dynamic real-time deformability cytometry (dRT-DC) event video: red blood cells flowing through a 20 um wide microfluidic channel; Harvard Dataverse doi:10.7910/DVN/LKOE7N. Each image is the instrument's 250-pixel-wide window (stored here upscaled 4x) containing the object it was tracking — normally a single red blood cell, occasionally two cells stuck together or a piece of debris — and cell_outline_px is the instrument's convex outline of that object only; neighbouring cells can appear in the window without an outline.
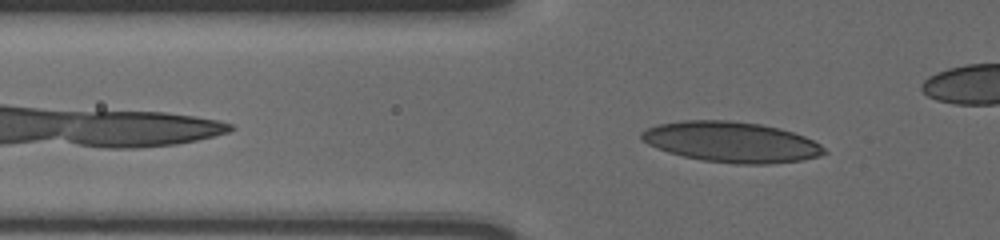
{"species": "human", "species_latin": "Homo sapiens", "temperature_condition": "cold", "stored_images_in_passage": 39, "camera_frame_rate_fps": 3000, "um_per_image_px": 0.085, "donor": {"sex": "male"}, "frame": {"image": 1, "passage_image": 7, "time_ms": 2.0, "image_size_px": [1000, 240], "cell_outline_px": [[828, 152], [820, 156], [804, 160], [768, 164], [736, 164], [704, 160], [684, 156], [668, 152], [656, 148], [640, 140], [640, 132], [648, 128], [660, 124], [680, 120], [728, 120], [760, 124], [780, 128], [804, 136], [820, 144]], "centroid_in_image_um": [62.17, 12.07], "position_along_channel_um": 63.6, "area_um2": 43.23}}
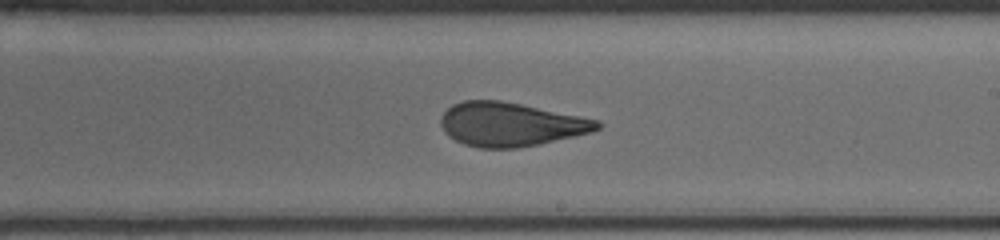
{"frame": {"image": 2, "passage_image": 23, "time_ms": 7.333, "image_size_px": [1000, 240], "cell_outline_px": [[604, 124], [600, 128], [592, 132], [540, 144], [516, 148], [480, 148], [464, 144], [448, 136], [444, 132], [440, 124], [440, 116], [452, 104], [464, 100], [500, 100], [600, 120]], "centroid_in_image_um": [43.39, 10.57], "position_along_channel_um": 245.6, "area_um2": 40.06}}
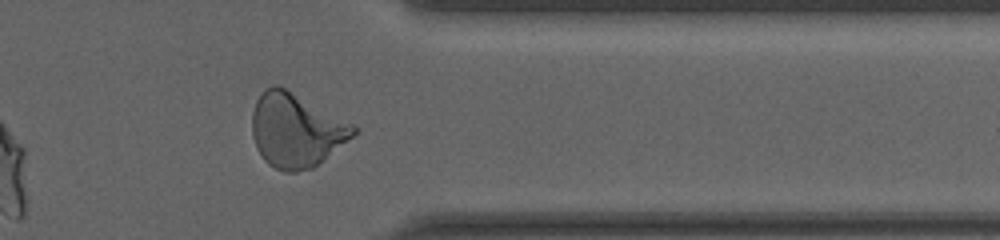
{"frame": {"image": 3, "passage_image": 35, "time_ms": 11.333, "image_size_px": [1000, 240], "cell_outline_px": [[356, 132], [352, 136], [312, 168], [296, 172], [284, 172], [268, 164], [264, 160], [256, 148], [252, 136], [252, 112], [256, 100], [264, 88], [276, 84], [284, 88], [352, 124], [356, 128]], "centroid_in_image_um": [25.09, 11.08], "position_along_channel_um": 386.3, "area_um2": 42.83}}